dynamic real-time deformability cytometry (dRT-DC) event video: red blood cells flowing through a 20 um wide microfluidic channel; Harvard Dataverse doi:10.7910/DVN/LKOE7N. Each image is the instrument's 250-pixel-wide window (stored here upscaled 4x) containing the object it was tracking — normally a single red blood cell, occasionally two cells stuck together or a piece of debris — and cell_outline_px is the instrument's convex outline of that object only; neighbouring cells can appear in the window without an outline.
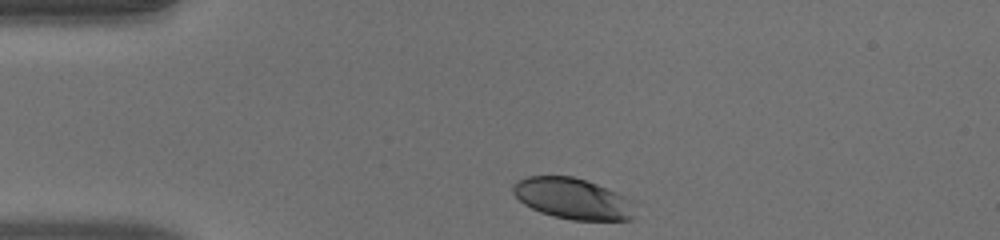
{"species": "human", "species_latin": "Homo sapiens", "temperature_condition": "warm", "stored_images_in_passage": 33, "camera_frame_rate_fps": 3000, "um_per_image_px": 0.085, "donor": {"sex": "male"}, "frame": {"image": 1, "passage_image": 1, "time_ms": 0.0, "image_size_px": [1000, 240], "cell_outline_px": [[632, 220], [572, 220], [552, 216], [540, 212], [524, 204], [512, 192], [512, 184], [516, 180], [528, 176], [572, 176], [596, 184], [616, 192], [632, 200]], "centroid_in_image_um": [48.63, 16.88], "position_along_channel_um": 36.4, "area_um2": 28.96}}
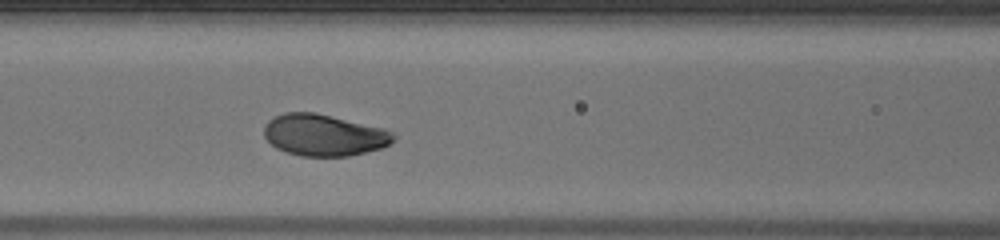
{"frame": {"image": 2, "passage_image": 12, "time_ms": 3.667, "image_size_px": [1000, 240], "cell_outline_px": [[396, 136], [388, 144], [380, 148], [348, 156], [300, 156], [276, 148], [264, 136], [264, 128], [268, 120], [284, 112], [316, 112], [384, 128], [392, 132]], "centroid_in_image_um": [27.52, 11.47], "position_along_channel_um": 139.1, "area_um2": 31.21}}
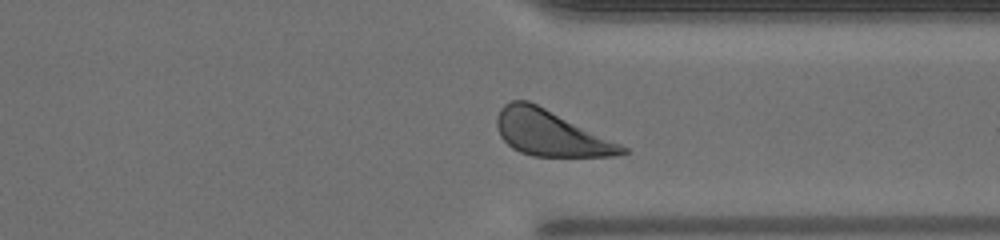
{"frame": {"image": 3, "passage_image": 29, "time_ms": 9.333, "image_size_px": [1000, 240], "cell_outline_px": [[628, 152], [616, 156], [532, 156], [520, 152], [512, 148], [500, 136], [496, 124], [496, 116], [500, 108], [504, 104], [512, 100], [528, 100], [620, 144], [628, 148]], "centroid_in_image_um": [46.74, 11.32], "position_along_channel_um": 364.7, "area_um2": 32.83}, "authors_computed_cell_mechanics": {"area_um2": 31.1542, "velocity_mm_per_s": 3.9821, "shape_relaxation_time_tau1_ms": 1.6871, "shape_relaxation_time_tau2_ms": null, "deformation_change_tau1": 0.1189, "deformation_change_tau2": null}}